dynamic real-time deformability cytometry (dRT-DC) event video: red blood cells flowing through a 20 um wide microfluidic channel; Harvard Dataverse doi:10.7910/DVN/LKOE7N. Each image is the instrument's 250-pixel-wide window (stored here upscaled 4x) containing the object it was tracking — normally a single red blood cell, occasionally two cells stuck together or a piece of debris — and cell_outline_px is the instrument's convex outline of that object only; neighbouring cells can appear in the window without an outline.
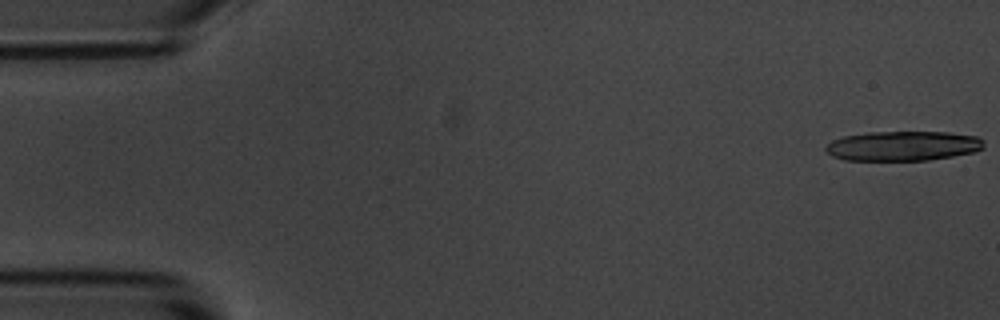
{"species": "common noctule bat (a hibernating species)", "species_latin": "Nyctalus noctula", "temperature_condition": "room temperature", "stored_images_in_passage": 15, "camera_frame_rate_fps": 3000, "um_per_image_px": 0.085, "animal": {"sex": "male", "body_mass_g": 20.1, "forearm_length_mm": 53.5}, "frame": {"image": 1, "passage_image": 1, "time_ms": 0.0, "image_size_px": [1000, 320], "cell_outline_px": [[984, 148], [976, 152], [928, 160], [844, 160], [832, 156], [824, 148], [832, 140], [844, 136], [868, 132], [948, 132], [976, 136], [984, 140]], "centroid_in_image_um": [76.78, 12.4], "position_along_channel_um": 8.2, "area_um2": 27.46}}